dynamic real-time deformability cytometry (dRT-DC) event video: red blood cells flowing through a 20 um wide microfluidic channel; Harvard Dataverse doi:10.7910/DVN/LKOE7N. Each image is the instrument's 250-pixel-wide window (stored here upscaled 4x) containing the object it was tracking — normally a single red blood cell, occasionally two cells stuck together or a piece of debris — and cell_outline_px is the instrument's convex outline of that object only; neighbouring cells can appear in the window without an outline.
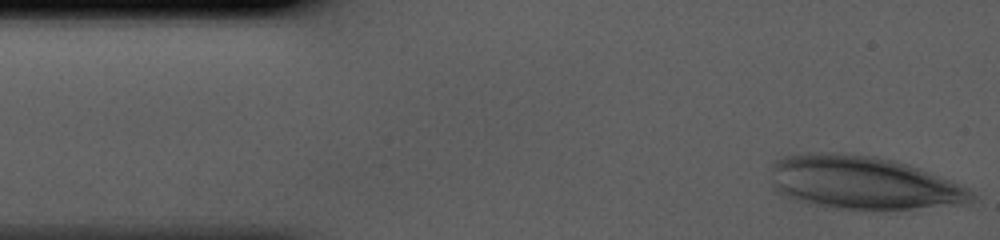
{"species": "human", "species_latin": "Homo sapiens", "temperature_condition": "cold", "stored_images_in_passage": 35, "camera_frame_rate_fps": 3000, "um_per_image_px": 0.085, "donor": {"sex": "male"}, "frame": {"image": 1, "passage_image": 1, "time_ms": 0.0, "image_size_px": [1000, 240], "cell_outline_px": [[976, 196], [972, 200], [912, 208], [836, 208], [808, 204], [792, 200], [780, 196], [772, 188], [772, 164], [776, 160], [784, 156], [804, 152], [836, 152], [876, 156], [896, 160], [908, 164], [948, 180], [972, 192]], "centroid_in_image_um": [73.15, 15.49], "position_along_channel_um": 11.9, "area_um2": 61.5}}
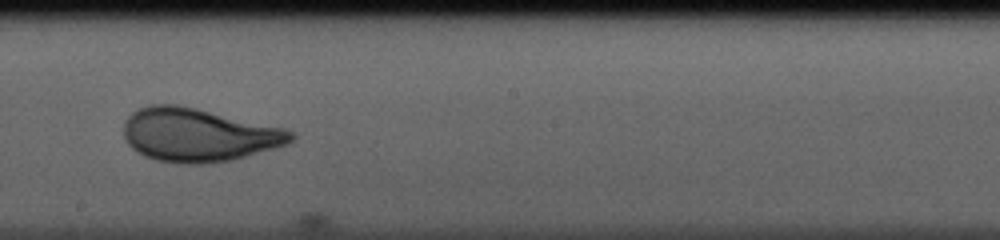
{"frame": {"image": 2, "passage_image": 22, "time_ms": 7.0, "image_size_px": [1000, 240], "cell_outline_px": [[296, 136], [288, 144], [276, 148], [232, 160], [204, 164], [176, 164], [156, 160], [144, 156], [136, 152], [128, 144], [124, 136], [124, 124], [128, 116], [132, 112], [140, 108], [152, 104], [176, 104], [196, 108], [284, 128], [292, 132]], "centroid_in_image_um": [16.85, 11.48], "position_along_channel_um": 231.4, "area_um2": 52.19}}
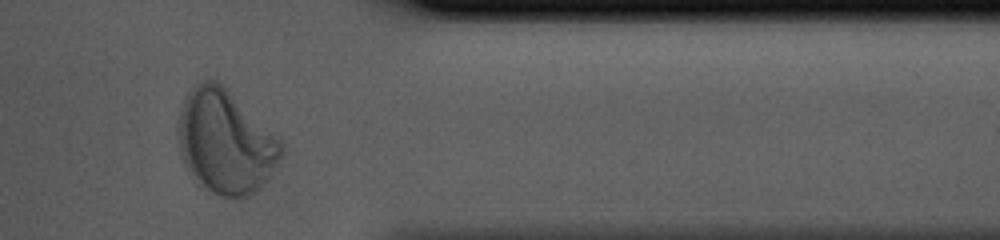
{"frame": {"image": 3, "passage_image": 34, "time_ms": 11.0, "image_size_px": [1000, 240], "cell_outline_px": [[284, 152], [268, 180], [260, 188], [248, 196], [220, 196], [212, 192], [192, 180], [188, 172], [180, 152], [180, 112], [184, 96], [192, 88], [204, 80], [216, 80], [224, 84], [280, 136], [284, 144]], "centroid_in_image_um": [19.22, 12.04], "position_along_channel_um": 392.2, "area_um2": 62.83}}